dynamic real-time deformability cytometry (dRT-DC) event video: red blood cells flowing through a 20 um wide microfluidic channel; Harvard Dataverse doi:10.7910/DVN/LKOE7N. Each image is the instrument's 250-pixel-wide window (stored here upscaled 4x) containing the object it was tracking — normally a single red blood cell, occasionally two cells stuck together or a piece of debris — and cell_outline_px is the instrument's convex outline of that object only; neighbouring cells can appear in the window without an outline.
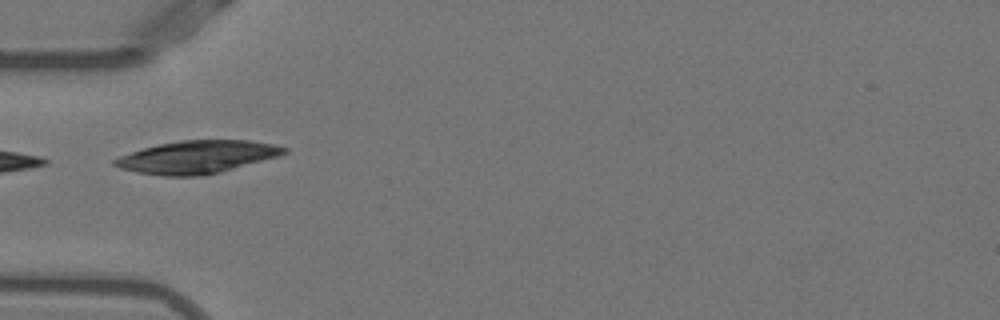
{"species": "Egyptian fruit bat (a non-hibernating species)", "species_latin": "Rousettus aegyptiacus", "temperature_condition": "warm", "stored_images_in_passage": 4, "camera_frame_rate_fps": 3000, "um_per_image_px": 0.085, "animal": {"sex": "female"}, "frame": {"image": 1, "passage_image": 1, "time_ms": 0.0, "image_size_px": [1000, 320], "cell_outline_px": [[288, 152], [280, 156], [220, 172], [204, 176], [164, 176], [136, 172], [120, 168], [112, 164], [112, 160], [120, 156], [144, 148], [160, 144], [180, 140], [248, 140], [272, 144], [288, 148]], "centroid_in_image_um": [16.77, 13.35], "position_along_channel_um": 68.2, "area_um2": 32.25}}